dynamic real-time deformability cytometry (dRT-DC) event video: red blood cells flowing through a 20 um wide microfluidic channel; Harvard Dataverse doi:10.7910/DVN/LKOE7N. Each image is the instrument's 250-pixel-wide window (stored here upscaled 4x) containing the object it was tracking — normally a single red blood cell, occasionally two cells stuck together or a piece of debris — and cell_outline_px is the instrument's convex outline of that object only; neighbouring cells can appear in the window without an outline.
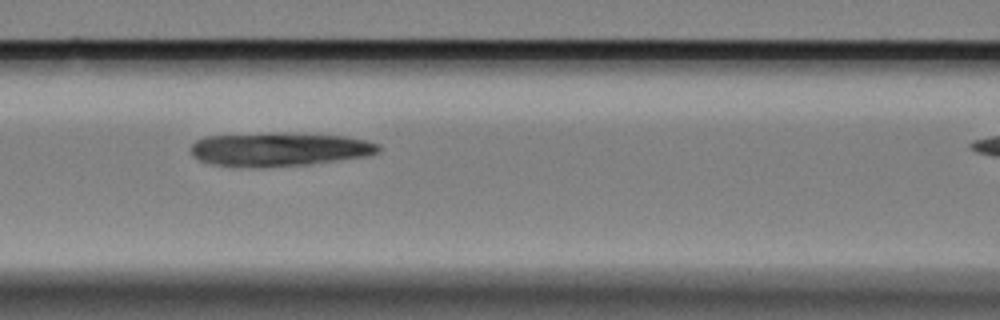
{"species": "Egyptian fruit bat (a non-hibernating species)", "species_latin": "Rousettus aegyptiacus", "temperature_condition": "cold", "stored_images_in_passage": 42, "camera_frame_rate_fps": 3000, "um_per_image_px": 0.085, "animal": {"sex": "female"}, "frame": {"image": 1, "passage_image": 19, "time_ms": 6.0, "image_size_px": [1000, 320], "cell_outline_px": [[380, 152], [372, 156], [308, 164], [212, 164], [200, 160], [192, 156], [192, 144], [196, 140], [204, 136], [284, 132], [344, 136], [364, 140], [380, 144]], "centroid_in_image_um": [23.84, 12.63], "position_along_channel_um": 142.8, "area_um2": 35.84}}
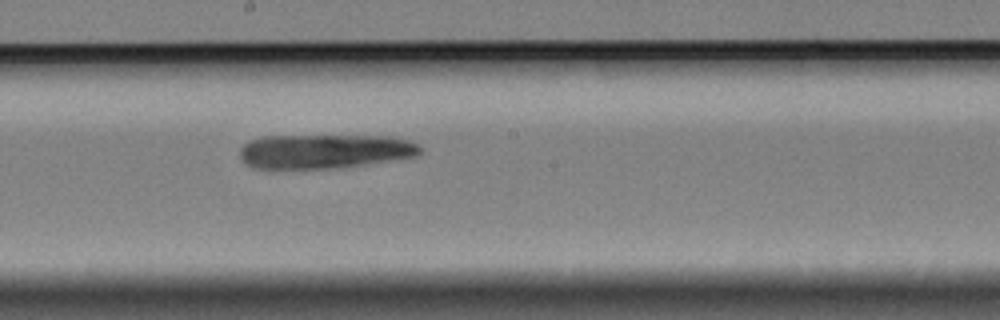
{"frame": {"image": 2, "passage_image": 26, "time_ms": 8.333, "image_size_px": [1000, 320], "cell_outline_px": [[420, 152], [416, 156], [364, 164], [328, 168], [252, 168], [244, 164], [240, 156], [240, 148], [244, 144], [252, 140], [264, 136], [392, 136], [408, 140], [416, 144], [420, 148]], "centroid_in_image_um": [27.54, 12.85], "position_along_channel_um": 220.7, "area_um2": 35.66}}
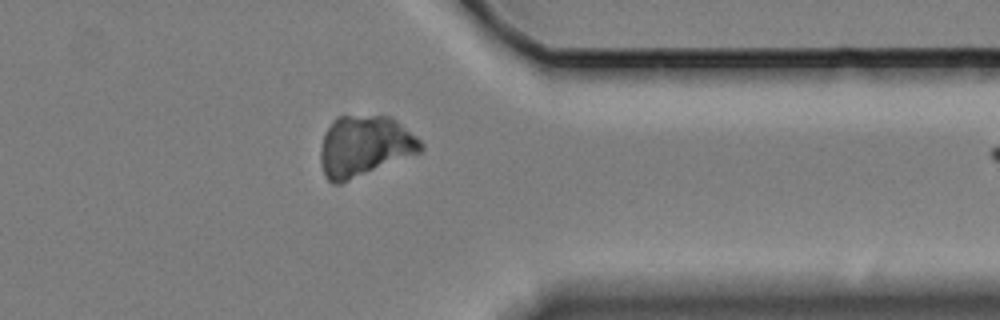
{"frame": {"image": 3, "passage_image": 41, "time_ms": 13.333, "image_size_px": [1000, 320], "cell_outline_px": [[424, 148], [420, 152], [340, 184], [332, 184], [324, 176], [320, 164], [320, 148], [324, 136], [332, 120], [336, 116], [392, 116], [416, 136], [424, 144]], "centroid_in_image_um": [30.97, 12.42], "position_along_channel_um": 380.4, "area_um2": 35.6}}